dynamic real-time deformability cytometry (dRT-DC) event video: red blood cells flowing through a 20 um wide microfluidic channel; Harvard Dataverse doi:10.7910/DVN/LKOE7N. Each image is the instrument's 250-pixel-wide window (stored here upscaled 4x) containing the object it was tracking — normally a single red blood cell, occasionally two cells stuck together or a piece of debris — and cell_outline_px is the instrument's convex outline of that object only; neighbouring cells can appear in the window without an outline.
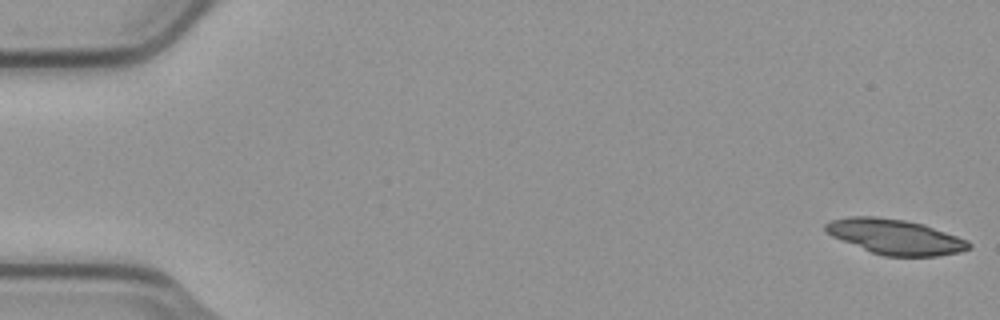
{"species": "common noctule bat (a hibernating species)", "species_latin": "Nyctalus noctula", "temperature_condition": "cold", "stored_images_in_passage": 54, "camera_frame_rate_fps": 3000, "um_per_image_px": 0.085, "animal": {"sex": "male", "body_mass_g": 23.1, "forearm_length_mm": 52.7}, "frame": {"image": 1, "passage_image": 1, "time_ms": 0.0, "image_size_px": [1000, 320], "cell_outline_px": [[972, 248], [960, 252], [936, 256], [884, 256], [872, 252], [832, 236], [824, 232], [824, 224], [832, 220], [848, 216], [876, 216], [904, 220], [924, 224], [968, 240], [972, 244]], "centroid_in_image_um": [76.1, 20.12], "position_along_channel_um": 8.9, "area_um2": 29.3}}